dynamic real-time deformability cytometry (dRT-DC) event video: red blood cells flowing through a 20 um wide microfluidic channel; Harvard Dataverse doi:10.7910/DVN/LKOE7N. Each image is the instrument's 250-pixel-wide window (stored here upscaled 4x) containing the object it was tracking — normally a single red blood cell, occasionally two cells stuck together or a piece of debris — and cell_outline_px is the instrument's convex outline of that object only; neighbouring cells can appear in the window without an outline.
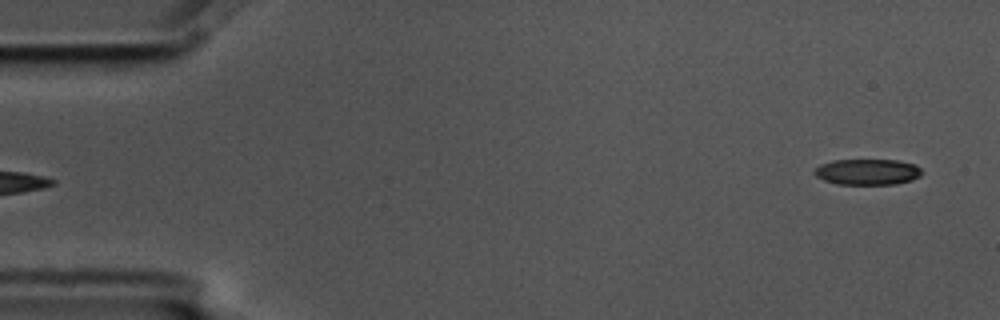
{"species": "common noctule bat (a hibernating species)", "species_latin": "Nyctalus noctula", "temperature_condition": "cold", "stored_images_in_passage": 6, "segment_of_instrument_passage": [2, 2], "camera_frame_rate_fps": 3000, "um_per_image_px": 0.085, "animal": {"sex": "male", "body_mass_g": 17.5, "forearm_length_mm": 52.3}, "frame": {"image": 1, "passage_image": 6, "time_ms": 1.667, "image_size_px": [1000, 320], "cell_outline_px": [[924, 172], [920, 176], [912, 180], [896, 184], [836, 184], [824, 180], [816, 176], [812, 172], [820, 164], [832, 160], [896, 160], [916, 164]], "centroid_in_image_um": [73.75, 14.61], "position_along_channel_um": 11.3, "area_um2": 16.36}}